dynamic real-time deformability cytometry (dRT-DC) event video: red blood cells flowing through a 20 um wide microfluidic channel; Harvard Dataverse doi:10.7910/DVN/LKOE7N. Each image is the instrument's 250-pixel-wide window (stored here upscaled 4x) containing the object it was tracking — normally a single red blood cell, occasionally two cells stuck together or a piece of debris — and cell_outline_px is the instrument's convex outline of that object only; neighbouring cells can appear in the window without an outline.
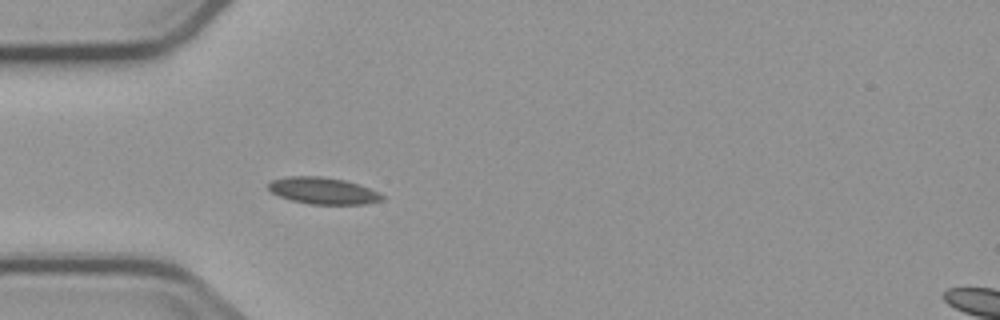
{"species": "common noctule bat (a hibernating species)", "species_latin": "Nyctalus noctula", "temperature_condition": "cold", "stored_images_in_passage": 1, "camera_frame_rate_fps": 3000, "um_per_image_px": 0.085, "animal": {"sex": "male", "body_mass_g": 23.1, "forearm_length_mm": 52.7}, "frame": {"image": 1, "passage_image": 1, "time_ms": 0.0, "image_size_px": [1000, 320], "cell_outline_px": [[384, 200], [364, 204], [308, 204], [292, 200], [280, 196], [272, 192], [268, 188], [268, 184], [272, 180], [288, 176], [320, 176], [344, 180], [380, 192], [384, 196]], "centroid_in_image_um": [27.47, 16.21], "position_along_channel_um": 57.5, "area_um2": 17.57}}